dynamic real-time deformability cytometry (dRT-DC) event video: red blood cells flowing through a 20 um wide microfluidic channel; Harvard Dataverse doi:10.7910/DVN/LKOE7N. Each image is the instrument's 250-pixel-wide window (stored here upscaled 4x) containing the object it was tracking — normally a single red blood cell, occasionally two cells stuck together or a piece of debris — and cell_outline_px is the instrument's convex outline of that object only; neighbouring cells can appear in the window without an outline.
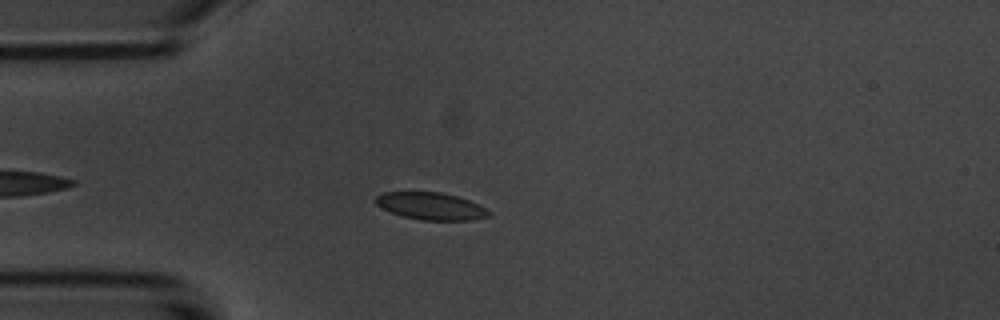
{"species": "common noctule bat (a hibernating species)", "species_latin": "Nyctalus noctula", "temperature_condition": "room temperature", "stored_images_in_passage": 6, "camera_frame_rate_fps": 3000, "um_per_image_px": 0.085, "animal": {"sex": "male", "body_mass_g": 20.1, "forearm_length_mm": 53.5}, "frame": {"image": 1, "passage_image": 5, "time_ms": 4.667, "image_size_px": [1000, 320], "cell_outline_px": [[492, 216], [472, 220], [420, 220], [404, 216], [392, 212], [376, 204], [376, 196], [384, 192], [440, 192], [456, 196], [468, 200], [492, 212]], "centroid_in_image_um": [36.66, 17.52], "position_along_channel_um": 48.3, "area_um2": 17.74}}